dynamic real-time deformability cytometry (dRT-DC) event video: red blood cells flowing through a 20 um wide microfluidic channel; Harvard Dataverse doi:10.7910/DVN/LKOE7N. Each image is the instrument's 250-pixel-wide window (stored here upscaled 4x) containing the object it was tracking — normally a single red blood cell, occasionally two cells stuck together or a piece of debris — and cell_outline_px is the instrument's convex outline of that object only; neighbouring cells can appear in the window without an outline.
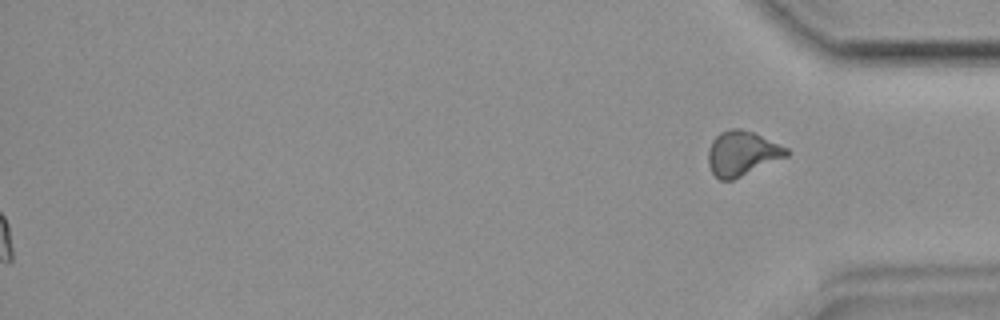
{"species": "common noctule bat (a hibernating species)", "species_latin": "Nyctalus noctula", "temperature_condition": "room temperature", "stored_images_in_passage": 39, "segment_of_instrument_passage": [2, 2], "camera_frame_rate_fps": 3000, "um_per_image_px": 0.085, "animal": {"sex": "female", "body_mass_g": 19.9}, "frame": {"image": 1, "passage_image": 39, "time_ms": 12.667, "image_size_px": [1000, 320], "cell_outline_px": [[788, 156], [732, 180], [720, 180], [712, 172], [708, 164], [708, 148], [712, 140], [720, 132], [732, 128], [740, 128], [752, 132], [788, 148]], "centroid_in_image_um": [63.05, 13.03], "position_along_channel_um": 372.2, "area_um2": 20.23}}